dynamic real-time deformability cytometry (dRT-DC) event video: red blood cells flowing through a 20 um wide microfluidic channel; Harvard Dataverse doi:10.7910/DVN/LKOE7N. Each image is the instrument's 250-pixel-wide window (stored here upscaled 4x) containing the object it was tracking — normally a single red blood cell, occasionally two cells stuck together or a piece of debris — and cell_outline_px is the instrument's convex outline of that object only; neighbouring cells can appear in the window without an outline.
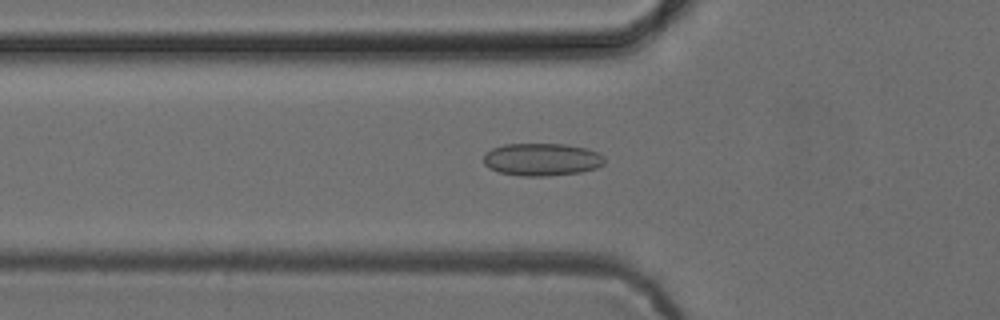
{"species": "common noctule bat (a hibernating species)", "species_latin": "Nyctalus noctula", "temperature_condition": "cold", "stored_images_in_passage": 8, "camera_frame_rate_fps": 3000, "um_per_image_px": 0.085, "animal": {"sex": "female", "body_mass_g": 24.6, "forearm_length_mm": 56.2}, "frame": {"image": 1, "passage_image": 6, "time_ms": 1.667, "image_size_px": [1000, 320], "cell_outline_px": [[604, 164], [596, 168], [580, 172], [548, 176], [520, 176], [500, 172], [488, 168], [484, 164], [484, 152], [492, 148], [504, 144], [564, 144], [584, 148], [596, 152], [604, 156]], "centroid_in_image_um": [46.02, 13.56], "position_along_channel_um": 79.8, "area_um2": 23.0}}